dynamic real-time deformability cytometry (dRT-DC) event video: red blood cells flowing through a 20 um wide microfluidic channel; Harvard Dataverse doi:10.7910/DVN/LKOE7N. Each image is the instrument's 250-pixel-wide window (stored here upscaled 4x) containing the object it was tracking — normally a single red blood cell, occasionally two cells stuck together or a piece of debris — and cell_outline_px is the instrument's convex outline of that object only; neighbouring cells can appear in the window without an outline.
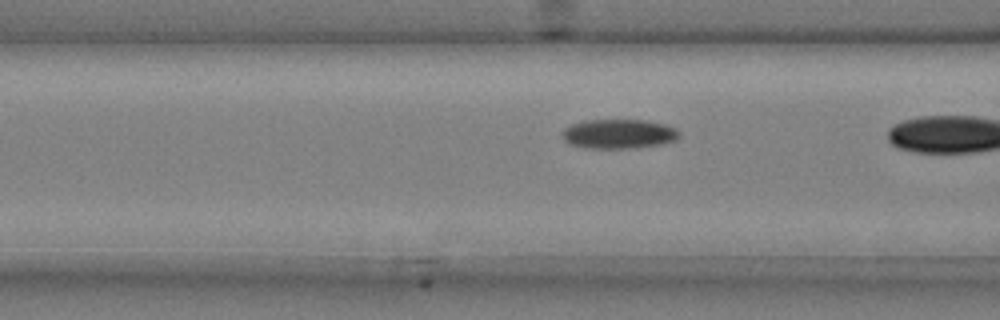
{"species": "common noctule bat (a hibernating species)", "species_latin": "Nyctalus noctula", "temperature_condition": "cold", "stored_images_in_passage": 13, "camera_frame_rate_fps": 3000, "um_per_image_px": 0.085, "animal": {"sex": "male", "body_mass_g": 20.4}, "frame": {"image": 1, "passage_image": 6, "time_ms": 1.667, "image_size_px": [1000, 320], "cell_outline_px": [[680, 136], [676, 140], [660, 144], [628, 148], [584, 148], [568, 144], [560, 136], [564, 128], [572, 124], [584, 120], [644, 120], [664, 124], [676, 128], [680, 132]], "centroid_in_image_um": [52.55, 11.38], "position_along_channel_um": 114.0, "area_um2": 20.17}}